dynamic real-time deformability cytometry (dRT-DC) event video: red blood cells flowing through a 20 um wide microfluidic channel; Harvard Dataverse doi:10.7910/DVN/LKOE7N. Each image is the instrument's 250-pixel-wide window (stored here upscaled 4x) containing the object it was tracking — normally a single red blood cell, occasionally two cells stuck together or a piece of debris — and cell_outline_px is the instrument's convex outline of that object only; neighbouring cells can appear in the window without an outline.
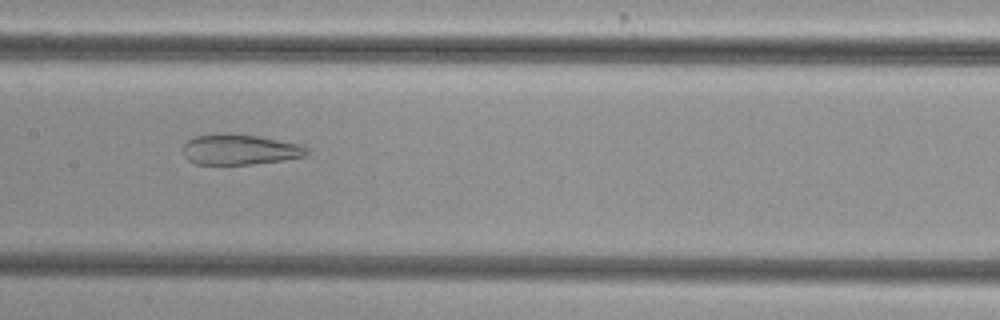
{"species": "common noctule bat (a hibernating species)", "species_latin": "Nyctalus noctula", "temperature_condition": "cold", "stored_images_in_passage": 45, "camera_frame_rate_fps": 3000, "um_per_image_px": 0.085, "animal": {"sex": "female", "body_mass_g": 29.2, "forearm_length_mm": 56.3}, "frame": {"image": 1, "passage_image": 18, "time_ms": 5.667, "image_size_px": [1000, 320], "cell_outline_px": [[308, 152], [304, 156], [284, 160], [252, 164], [196, 164], [188, 160], [184, 156], [184, 144], [192, 136], [216, 132], [228, 132], [256, 136], [300, 144], [308, 148]], "centroid_in_image_um": [20.33, 12.69], "position_along_channel_um": 187.1, "area_um2": 22.2}}
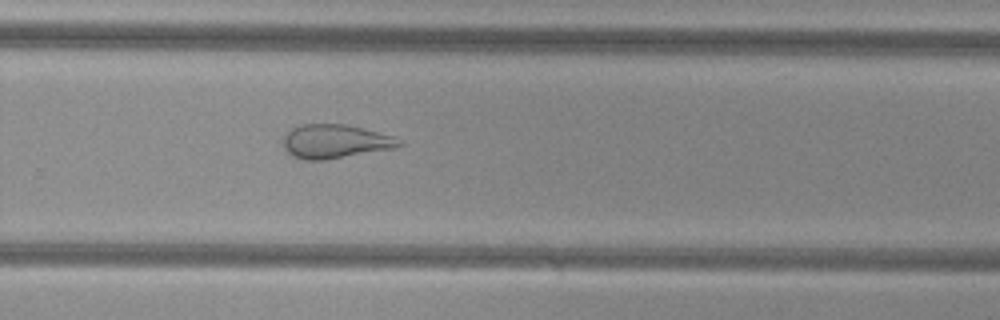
{"frame": {"image": 2, "passage_image": 27, "time_ms": 8.667, "image_size_px": [1000, 320], "cell_outline_px": [[404, 144], [396, 148], [328, 160], [304, 160], [292, 156], [284, 148], [284, 136], [296, 124], [348, 124], [392, 136]], "centroid_in_image_um": [28.47, 12.03], "position_along_channel_um": 301.3, "area_um2": 23.0}}
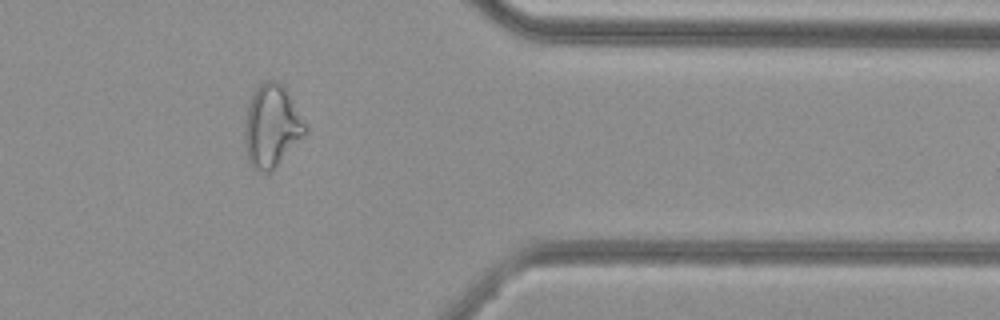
{"frame": {"image": 3, "passage_image": 35, "time_ms": 11.333, "image_size_px": [1000, 320], "cell_outline_px": [[308, 132], [268, 172], [256, 172], [248, 164], [244, 140], [244, 120], [248, 104], [256, 88], [260, 84], [268, 80], [276, 80], [284, 88], [308, 124]], "centroid_in_image_um": [23.07, 10.72], "position_along_channel_um": 388.3, "area_um2": 29.07}, "authors_computed_cell_mechanics": {"area_um2": 28.6688, "velocity_mm_per_s": 3.8211, "shape_relaxation_time_tau1_ms": null, "shape_relaxation_time_tau2_ms": 1.3093, "deformation_change_tau1": null, "deformation_change_tau2": 0.094}}